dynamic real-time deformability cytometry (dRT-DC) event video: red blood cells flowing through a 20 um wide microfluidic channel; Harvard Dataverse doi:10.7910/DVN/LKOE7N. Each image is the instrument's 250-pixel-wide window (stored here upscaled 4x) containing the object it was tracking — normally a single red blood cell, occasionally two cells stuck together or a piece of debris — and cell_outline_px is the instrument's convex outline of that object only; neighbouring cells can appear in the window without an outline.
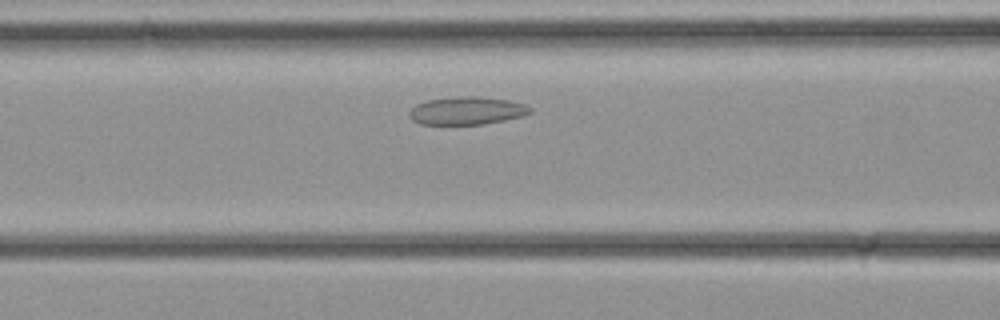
{"species": "common noctule bat (a hibernating species)", "species_latin": "Nyctalus noctula", "temperature_condition": "cold", "stored_images_in_passage": 28, "camera_frame_rate_fps": 3000, "um_per_image_px": 0.085, "animal": {"sex": "female", "body_mass_g": 21.9}, "frame": {"image": 1, "passage_image": 7, "time_ms": 2.0, "image_size_px": [1000, 320], "cell_outline_px": [[532, 112], [524, 116], [484, 124], [420, 124], [412, 120], [408, 116], [408, 112], [416, 104], [428, 100], [456, 96], [480, 96], [508, 100], [524, 104], [532, 108]], "centroid_in_image_um": [39.68, 9.4], "position_along_channel_um": 126.9, "area_um2": 19.77}}
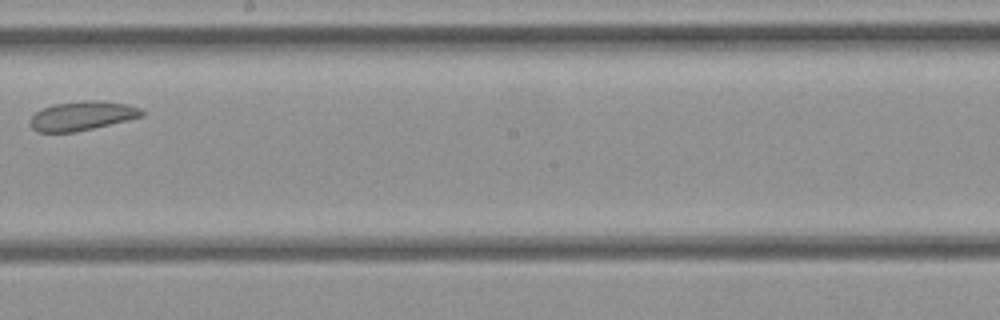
{"frame": {"image": 2, "passage_image": 13, "time_ms": 4.0, "image_size_px": [1000, 320], "cell_outline_px": [[144, 116], [128, 120], [76, 132], [36, 132], [28, 124], [28, 120], [36, 112], [44, 108], [56, 104], [88, 100], [100, 100], [128, 104], [140, 108], [144, 112]], "centroid_in_image_um": [6.98, 9.85], "position_along_channel_um": 241.2, "area_um2": 19.02}}
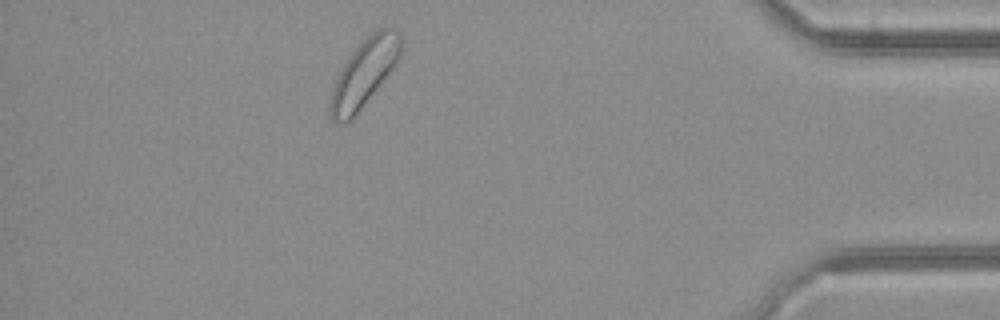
{"frame": {"image": 3, "passage_image": 24, "time_ms": 7.667, "image_size_px": [1000, 320], "cell_outline_px": [[404, 40], [400, 56], [396, 64], [352, 120], [344, 124], [336, 124], [332, 120], [328, 108], [332, 88], [348, 56], [368, 36], [380, 28], [396, 28], [400, 32]], "centroid_in_image_um": [30.96, 6.23], "position_along_channel_um": 404.2, "area_um2": 27.69}}